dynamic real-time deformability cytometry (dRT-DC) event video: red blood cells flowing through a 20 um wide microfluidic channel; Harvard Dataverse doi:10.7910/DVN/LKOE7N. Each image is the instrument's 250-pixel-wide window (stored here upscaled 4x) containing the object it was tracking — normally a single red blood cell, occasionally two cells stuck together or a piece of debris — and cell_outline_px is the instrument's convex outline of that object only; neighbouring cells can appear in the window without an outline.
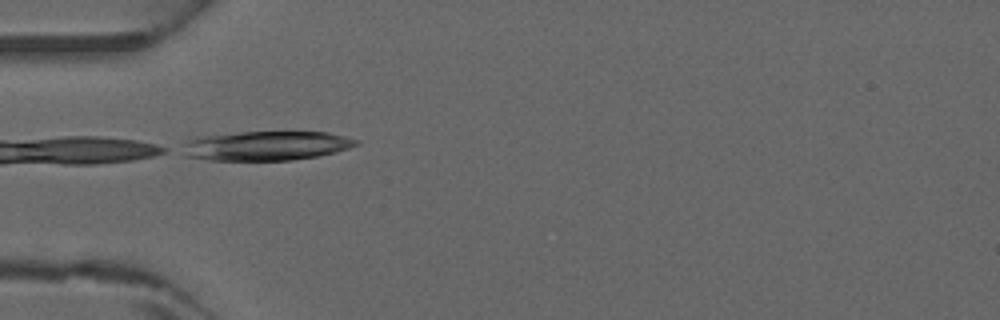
{"species": "common noctule bat (a hibernating species)", "species_latin": "Nyctalus noctula", "temperature_condition": "warm", "stored_images_in_passage": 1, "camera_frame_rate_fps": 3000, "um_per_image_px": 0.085, "animal": {"sex": "male", "forearm_length_mm": 52.5}, "frame": {"image": 1, "passage_image": 1, "time_ms": 0.0, "image_size_px": [1000, 320], "cell_outline_px": [[360, 140], [356, 144], [348, 148], [336, 152], [320, 156], [292, 160], [208, 160], [184, 156], [176, 152], [176, 148], [188, 140], [196, 136], [240, 132], [328, 132]], "centroid_in_image_um": [22.49, 12.39], "position_along_channel_um": 62.5, "area_um2": 30.29}}